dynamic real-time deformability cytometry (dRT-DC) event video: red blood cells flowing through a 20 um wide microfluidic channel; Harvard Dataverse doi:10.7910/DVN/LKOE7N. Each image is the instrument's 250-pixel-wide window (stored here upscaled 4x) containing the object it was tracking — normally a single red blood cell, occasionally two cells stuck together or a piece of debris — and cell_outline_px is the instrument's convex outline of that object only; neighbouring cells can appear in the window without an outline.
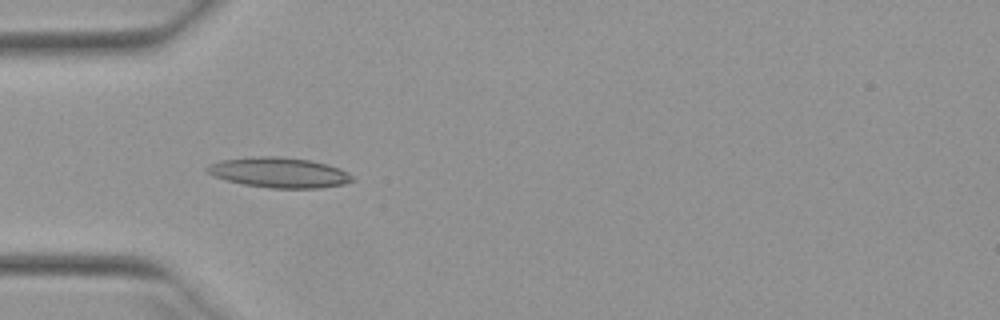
{"species": "Egyptian fruit bat (a non-hibernating species)", "species_latin": "Rousettus aegyptiacus", "temperature_condition": "warm", "stored_images_in_passage": 50, "camera_frame_rate_fps": 3000, "um_per_image_px": 0.085, "animal": {"sex": "female"}, "frame": {"image": 1, "passage_image": 15, "time_ms": 4.667, "image_size_px": [1000, 320], "cell_outline_px": [[356, 180], [344, 184], [320, 188], [272, 188], [244, 184], [212, 176], [204, 168], [208, 164], [220, 160], [248, 156], [280, 156], [312, 160], [328, 164], [340, 168], [348, 172]], "centroid_in_image_um": [23.73, 14.65], "position_along_channel_um": 61.3, "area_um2": 25.89}}
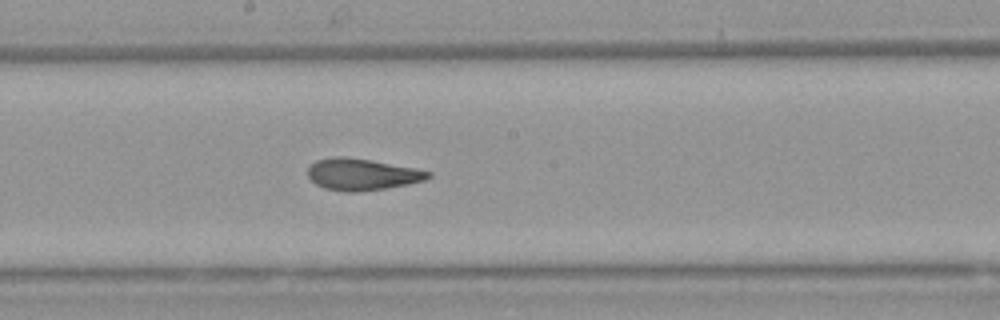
{"frame": {"image": 2, "passage_image": 27, "time_ms": 8.667, "image_size_px": [1000, 320], "cell_outline_px": [[432, 176], [424, 180], [408, 184], [360, 192], [344, 192], [324, 188], [316, 184], [308, 176], [308, 168], [316, 160], [336, 156], [344, 156], [372, 160], [416, 168], [432, 172]], "centroid_in_image_um": [30.78, 14.82], "position_along_channel_um": 217.4, "area_um2": 22.25}}
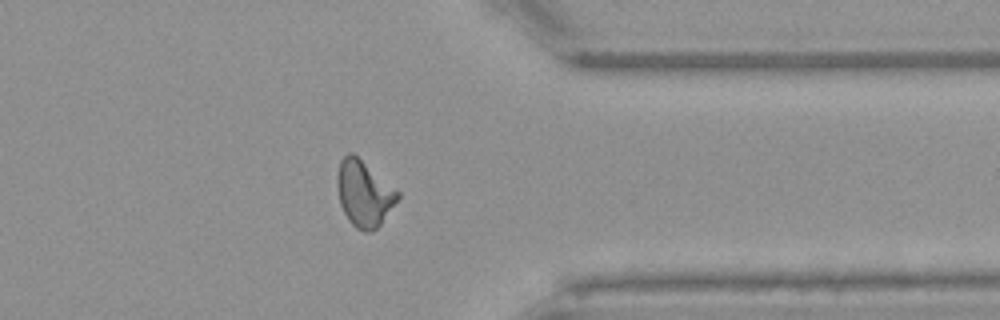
{"frame": {"image": 3, "passage_image": 40, "time_ms": 13.0, "image_size_px": [1000, 320], "cell_outline_px": [[400, 196], [380, 224], [372, 232], [364, 232], [356, 228], [348, 220], [340, 204], [336, 184], [336, 176], [340, 160], [348, 152], [352, 152], [400, 192]], "centroid_in_image_um": [30.91, 16.45], "position_along_channel_um": 380.5, "area_um2": 23.12}, "authors_computed_cell_mechanics": {"area_um2": 22.542, "velocity_mm_per_s": 3.9672, "shape_relaxation_time_tau1_ms": 10.6715, "shape_relaxation_time_tau2_ms": 1.7719, "deformation_change_tau1": 0.2742, "deformation_change_tau2": 0.0964}}